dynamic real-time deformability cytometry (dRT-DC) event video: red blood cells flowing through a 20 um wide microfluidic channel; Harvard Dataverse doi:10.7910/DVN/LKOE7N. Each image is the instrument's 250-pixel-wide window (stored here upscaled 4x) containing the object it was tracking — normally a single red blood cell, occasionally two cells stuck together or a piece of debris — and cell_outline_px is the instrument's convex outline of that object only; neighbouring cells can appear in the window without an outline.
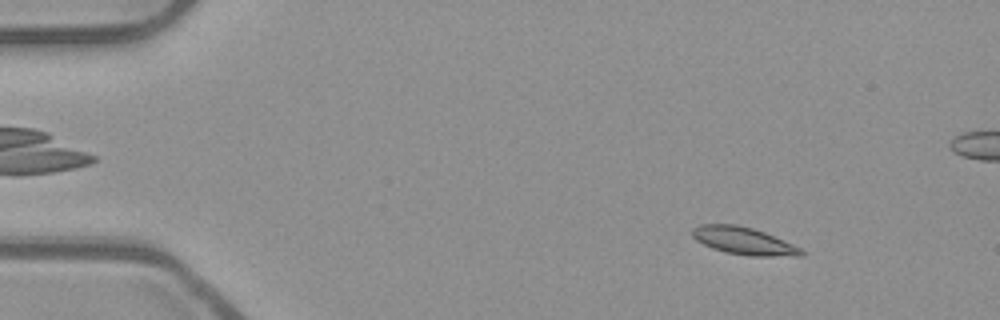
{"species": "common noctule bat (a hibernating species)", "species_latin": "Nyctalus noctula", "temperature_condition": "room temperature", "stored_images_in_passage": 55, "camera_frame_rate_fps": 3000, "um_per_image_px": 0.085, "animal": {"sex": "male", "body_mass_g": 23.1, "forearm_length_mm": 52.7}, "frame": {"image": 1, "passage_image": 7, "time_ms": 2.0, "image_size_px": [1000, 320], "cell_outline_px": [[808, 252], [804, 256], [748, 256], [724, 252], [712, 248], [696, 240], [692, 236], [692, 228], [700, 224], [736, 224], [752, 228], [764, 232], [792, 244]], "centroid_in_image_um": [63.23, 20.48], "position_along_channel_um": 21.8, "area_um2": 17.51}}
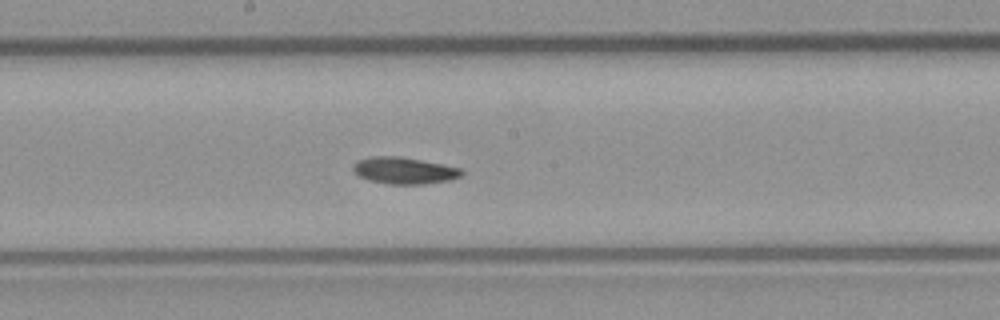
{"frame": {"image": 2, "passage_image": 29, "time_ms": 9.333, "image_size_px": [1000, 320], "cell_outline_px": [[464, 172], [460, 176], [448, 180], [428, 184], [388, 184], [368, 180], [360, 176], [352, 168], [352, 164], [356, 160], [368, 156], [400, 156], [460, 168]], "centroid_in_image_um": [34.3, 14.49], "position_along_channel_um": 213.9, "area_um2": 16.88}}
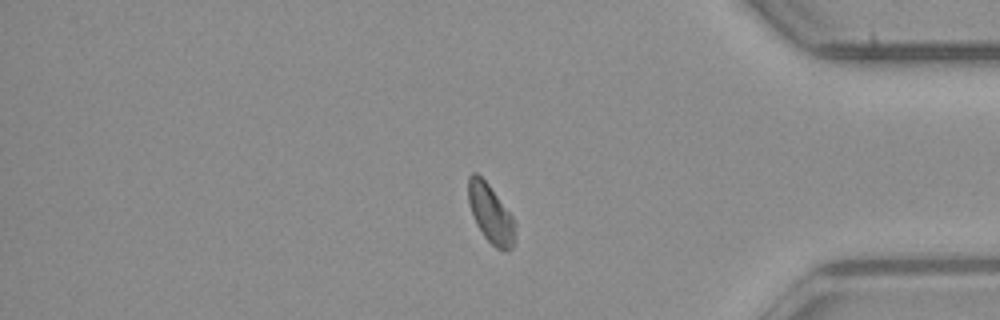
{"frame": {"image": 3, "passage_image": 45, "time_ms": 14.667, "image_size_px": [1000, 320], "cell_outline_px": [[516, 224], [512, 248], [508, 252], [496, 248], [484, 236], [476, 224], [468, 200], [468, 176], [472, 172], [476, 172], [488, 184], [516, 220]], "centroid_in_image_um": [41.72, 18.17], "position_along_channel_um": 393.5, "area_um2": 15.95}, "authors_computed_cell_mechanics": {"area_um2": 16.5886, "velocity_mm_per_s": 3.8614, "shape_relaxation_time_tau1_ms": 4.8364, "shape_relaxation_time_tau2_ms": null, "deformation_change_tau1": 0.1067, "deformation_change_tau2": null}}